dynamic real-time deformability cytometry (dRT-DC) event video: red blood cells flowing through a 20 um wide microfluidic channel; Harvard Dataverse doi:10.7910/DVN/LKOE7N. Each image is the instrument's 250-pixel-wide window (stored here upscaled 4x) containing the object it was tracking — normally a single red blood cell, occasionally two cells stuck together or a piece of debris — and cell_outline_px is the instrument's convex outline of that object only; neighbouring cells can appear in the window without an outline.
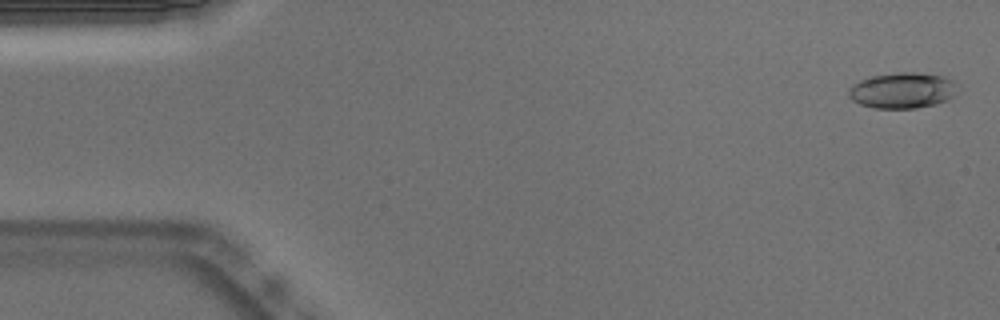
{"species": "Egyptian fruit bat (a non-hibernating species)", "species_latin": "Rousettus aegyptiacus", "temperature_condition": "warm", "stored_images_in_passage": 53, "camera_frame_rate_fps": 3000, "um_per_image_px": 0.085, "animal": {"sex": "male"}, "frame": {"image": 1, "passage_image": 2, "time_ms": 0.333, "image_size_px": [1000, 320], "cell_outline_px": [[956, 92], [948, 100], [936, 104], [916, 108], [872, 108], [860, 104], [852, 100], [848, 96], [848, 88], [852, 84], [860, 80], [872, 76], [896, 72], [916, 72], [944, 76], [952, 80]], "centroid_in_image_um": [76.66, 7.68], "position_along_channel_um": 8.3, "area_um2": 22.77}}
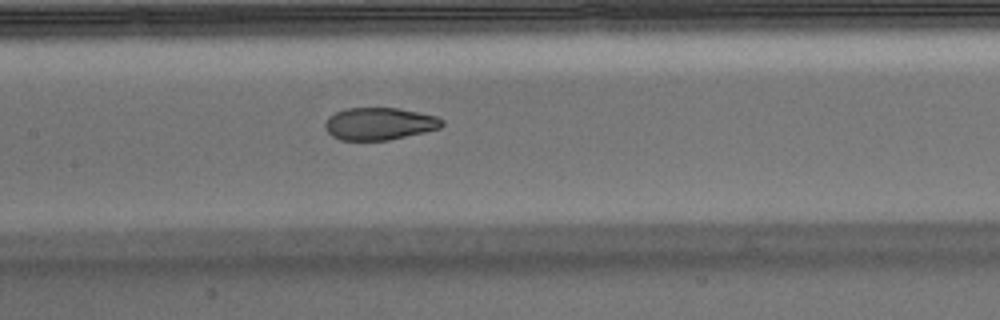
{"frame": {"image": 2, "passage_image": 25, "time_ms": 8.0, "image_size_px": [1000, 320], "cell_outline_px": [[444, 124], [440, 128], [424, 132], [388, 140], [340, 140], [332, 136], [324, 128], [324, 124], [328, 116], [344, 108], [396, 108], [436, 116], [444, 120]], "centroid_in_image_um": [32.21, 10.52], "position_along_channel_um": 175.2, "area_um2": 22.02}}
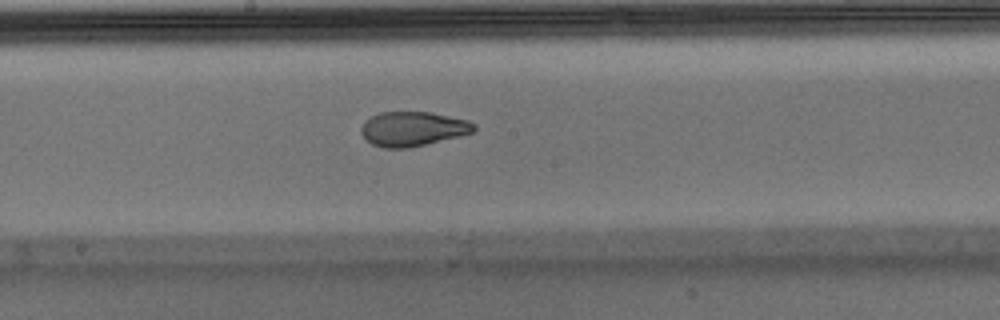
{"frame": {"image": 3, "passage_image": 28, "time_ms": 9.0, "image_size_px": [1000, 320], "cell_outline_px": [[476, 128], [472, 132], [408, 148], [384, 148], [372, 144], [360, 132], [360, 128], [364, 120], [380, 112], [428, 112], [468, 120], [476, 124]], "centroid_in_image_um": [35.04, 10.94], "position_along_channel_um": 213.2, "area_um2": 22.37}, "authors_computed_cell_mechanics": {"area_um2": 23.12, "velocity_mm_per_s": 3.7968, "shape_relaxation_time_tau1_ms": 9.5283, "shape_relaxation_time_tau2_ms": 1.3709, "deformation_change_tau1": 0.2836, "deformation_change_tau2": 0.0724}}